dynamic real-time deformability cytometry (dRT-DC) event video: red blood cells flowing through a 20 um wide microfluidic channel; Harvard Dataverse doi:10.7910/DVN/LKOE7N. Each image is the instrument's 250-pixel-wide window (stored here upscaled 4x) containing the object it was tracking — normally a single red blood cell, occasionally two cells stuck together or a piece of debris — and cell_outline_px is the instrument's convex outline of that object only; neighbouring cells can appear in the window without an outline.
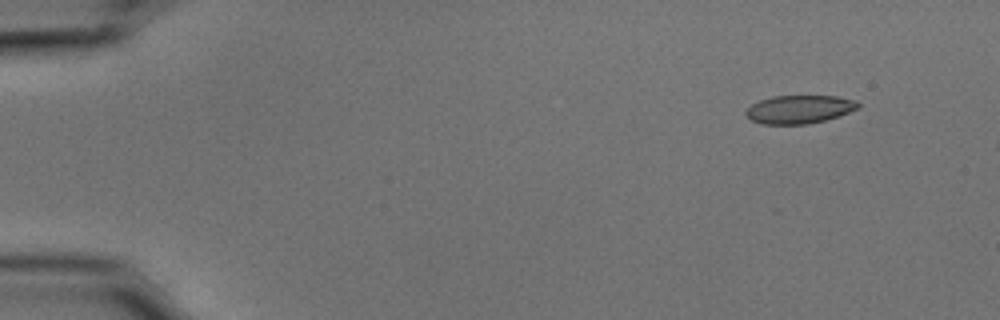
{"species": "common noctule bat (a hibernating species)", "species_latin": "Nyctalus noctula", "temperature_condition": "cold", "stored_images_in_passage": 4, "camera_frame_rate_fps": 3000, "um_per_image_px": 0.085, "animal": {"sex": "male", "body_mass_g": 15.6}, "frame": {"image": 1, "passage_image": 1, "time_ms": 0.0, "image_size_px": [1000, 320], "cell_outline_px": [[860, 108], [824, 120], [808, 124], [760, 124], [744, 116], [744, 112], [752, 104], [760, 100], [772, 96], [836, 96], [856, 100], [860, 104]], "centroid_in_image_um": [67.91, 9.29], "position_along_channel_um": 17.1, "area_um2": 18.5}}